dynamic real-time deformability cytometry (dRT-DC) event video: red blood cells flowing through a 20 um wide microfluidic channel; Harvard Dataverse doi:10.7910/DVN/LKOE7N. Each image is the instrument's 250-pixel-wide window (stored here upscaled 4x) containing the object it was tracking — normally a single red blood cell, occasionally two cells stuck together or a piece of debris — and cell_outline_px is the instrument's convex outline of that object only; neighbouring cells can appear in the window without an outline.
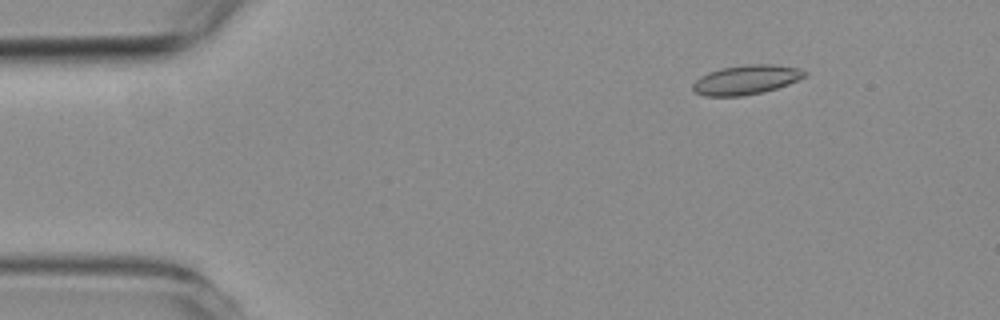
{"species": "common noctule bat (a hibernating species)", "species_latin": "Nyctalus noctula", "temperature_condition": "room temperature", "stored_images_in_passage": 3, "camera_frame_rate_fps": 3000, "um_per_image_px": 0.085, "animal": {"sex": "female", "body_mass_g": 19.3, "forearm_length_mm": 54.1}, "frame": {"image": 1, "passage_image": 2, "time_ms": 1.333, "image_size_px": [1000, 320], "cell_outline_px": [[808, 76], [788, 84], [764, 92], [740, 96], [704, 96], [696, 92], [692, 88], [692, 84], [700, 76], [708, 72], [720, 68], [752, 64], [772, 64], [796, 68], [808, 72]], "centroid_in_image_um": [63.42, 6.78], "position_along_channel_um": 21.6, "area_um2": 19.13}}
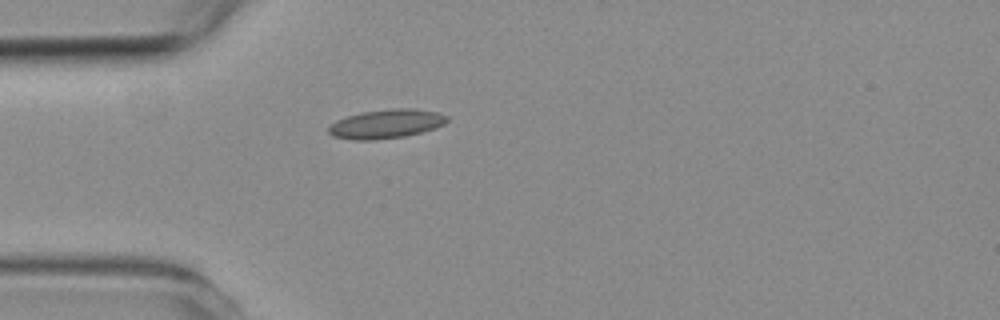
{"frame": {"image": 2, "passage_image": 3, "time_ms": 4.0, "image_size_px": [1000, 320], "cell_outline_px": [[448, 120], [444, 124], [436, 128], [404, 136], [376, 140], [352, 140], [332, 136], [328, 132], [328, 128], [336, 120], [360, 112], [392, 108], [412, 108], [436, 112], [448, 116]], "centroid_in_image_um": [32.82, 10.53], "position_along_channel_um": 52.2, "area_um2": 20.06}}